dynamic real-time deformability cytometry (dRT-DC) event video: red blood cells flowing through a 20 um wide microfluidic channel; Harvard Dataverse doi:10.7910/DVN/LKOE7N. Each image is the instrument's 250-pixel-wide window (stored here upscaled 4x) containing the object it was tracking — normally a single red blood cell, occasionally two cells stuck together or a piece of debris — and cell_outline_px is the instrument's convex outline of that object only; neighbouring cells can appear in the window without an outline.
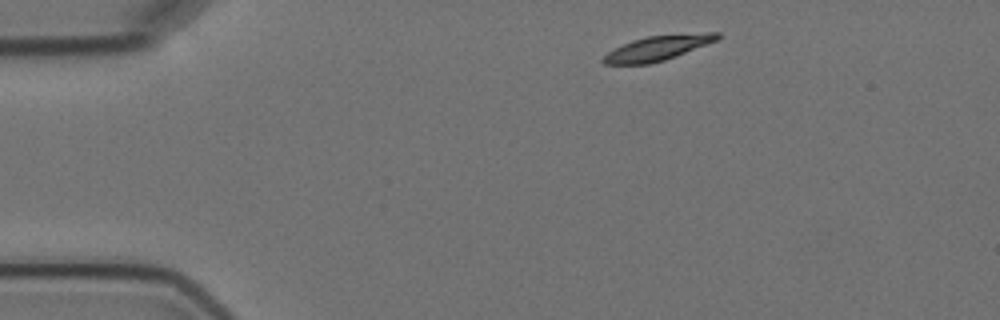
{"species": "Egyptian fruit bat (a non-hibernating species)", "species_latin": "Rousettus aegyptiacus", "temperature_condition": "cold", "stored_images_in_passage": 3, "camera_frame_rate_fps": 3000, "um_per_image_px": 0.085, "animal": {"sex": "female"}, "frame": {"image": 1, "passage_image": 1, "time_ms": 0.0, "image_size_px": [1000, 320], "cell_outline_px": [[720, 36], [716, 40], [664, 60], [648, 64], [604, 64], [600, 60], [608, 52], [632, 40], [648, 36], [704, 32], [720, 32]], "centroid_in_image_um": [55.88, 4.08], "position_along_channel_um": 29.1, "area_um2": 16.13}}